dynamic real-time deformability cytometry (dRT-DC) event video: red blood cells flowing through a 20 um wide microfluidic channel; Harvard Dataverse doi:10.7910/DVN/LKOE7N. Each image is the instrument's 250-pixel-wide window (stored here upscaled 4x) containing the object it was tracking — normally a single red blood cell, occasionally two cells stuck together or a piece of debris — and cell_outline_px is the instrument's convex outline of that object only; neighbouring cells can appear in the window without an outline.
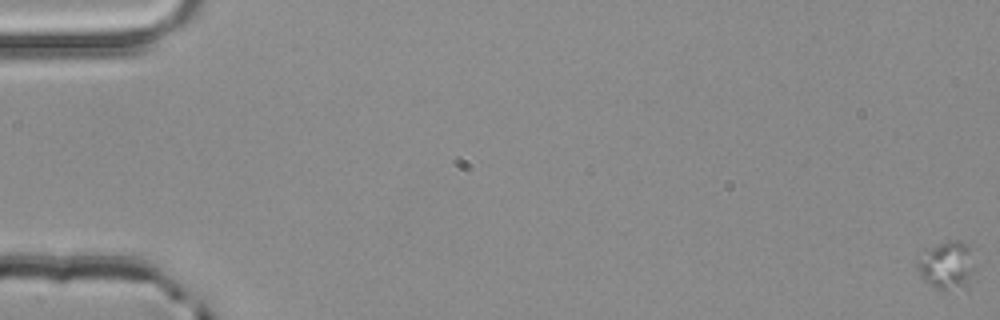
{"species": "common noctule bat (a hibernating species)", "species_latin": "Nyctalus noctula", "temperature_condition": "room temperature", "stored_images_in_passage": 5, "camera_frame_rate_fps": 3000, "um_per_image_px": 0.085, "animal": {"sex": "male", "body_mass_g": 20.4}, "frame": {"image": 1, "passage_image": 1, "time_ms": 0.0, "image_size_px": [1000, 320], "cell_outline_px": [[972, 268], [964, 284], [944, 288], [936, 288], [924, 280], [920, 276], [916, 264], [916, 260], [932, 248], [948, 240], [960, 240], [968, 244]], "centroid_in_image_um": [80.4, 22.48], "position_along_channel_um": 4.6, "area_um2": 14.62}}